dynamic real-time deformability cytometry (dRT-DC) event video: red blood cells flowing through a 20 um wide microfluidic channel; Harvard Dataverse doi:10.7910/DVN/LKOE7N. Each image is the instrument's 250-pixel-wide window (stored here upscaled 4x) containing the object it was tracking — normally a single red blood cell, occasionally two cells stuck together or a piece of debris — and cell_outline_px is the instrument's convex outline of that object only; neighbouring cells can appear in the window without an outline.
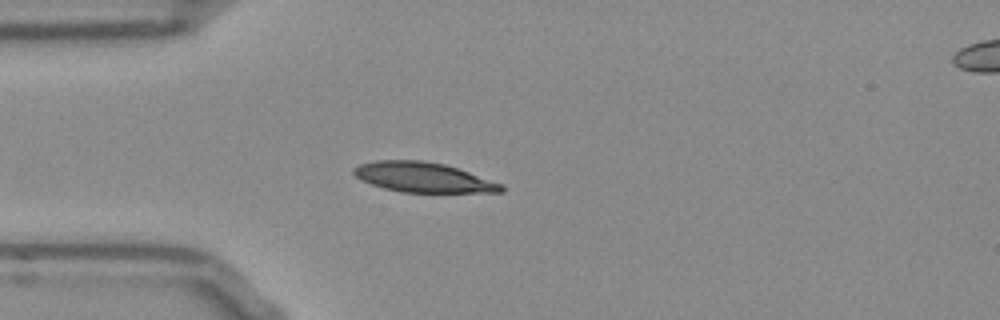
{"species": "Egyptian fruit bat (a non-hibernating species)", "species_latin": "Rousettus aegyptiacus", "temperature_condition": "room temperature", "stored_images_in_passage": 40, "camera_frame_rate_fps": 3000, "um_per_image_px": 0.085, "frame": {"image": 1, "passage_image": 1, "time_ms": 0.0, "image_size_px": [1000, 320], "cell_outline_px": [[504, 192], [400, 192], [384, 188], [360, 180], [352, 172], [352, 168], [360, 164], [376, 160], [420, 160], [444, 164], [504, 184]], "centroid_in_image_um": [35.95, 15.07], "position_along_channel_um": 49.0, "area_um2": 25.61}}
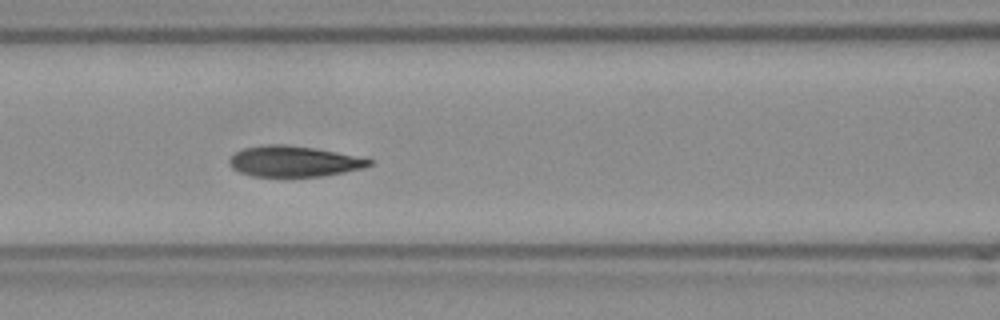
{"frame": {"image": 2, "passage_image": 9, "time_ms": 2.667, "image_size_px": [1000, 320], "cell_outline_px": [[372, 164], [364, 168], [324, 176], [284, 180], [252, 176], [240, 172], [232, 168], [228, 164], [228, 160], [236, 152], [244, 148], [268, 144], [284, 144], [316, 148], [336, 152], [372, 160]], "centroid_in_image_um": [24.93, 13.77], "position_along_channel_um": 141.7, "area_um2": 25.95}}
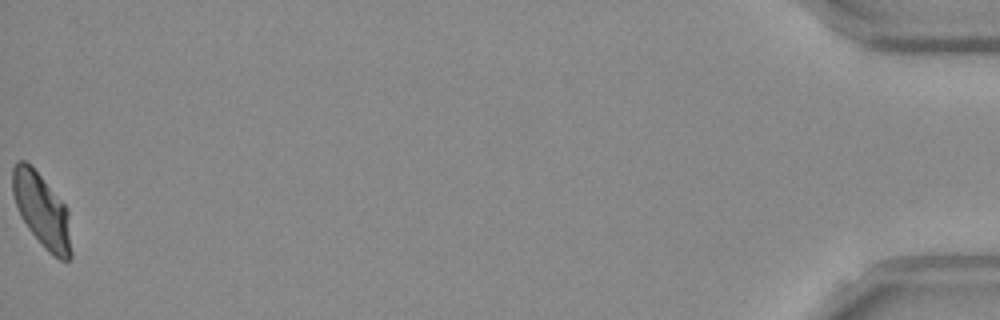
{"frame": {"image": 3, "passage_image": 40, "time_ms": 13.0, "image_size_px": [1000, 320], "cell_outline_px": [[72, 256], [68, 260], [60, 260], [52, 256], [44, 248], [28, 228], [20, 216], [12, 192], [12, 168], [16, 160], [24, 160], [32, 164], [68, 208], [72, 252]], "centroid_in_image_um": [3.56, 17.86], "position_along_channel_um": 431.6, "area_um2": 25.72}, "authors_computed_cell_mechanics": {"area_um2": 25.7788, "velocity_mm_per_s": 3.8308, "shape_relaxation_time_tau1_ms": 6.6625, "shape_relaxation_time_tau2_ms": 1.5197, "deformation_change_tau1": 0.1728, "deformation_change_tau2": 0.0543}}